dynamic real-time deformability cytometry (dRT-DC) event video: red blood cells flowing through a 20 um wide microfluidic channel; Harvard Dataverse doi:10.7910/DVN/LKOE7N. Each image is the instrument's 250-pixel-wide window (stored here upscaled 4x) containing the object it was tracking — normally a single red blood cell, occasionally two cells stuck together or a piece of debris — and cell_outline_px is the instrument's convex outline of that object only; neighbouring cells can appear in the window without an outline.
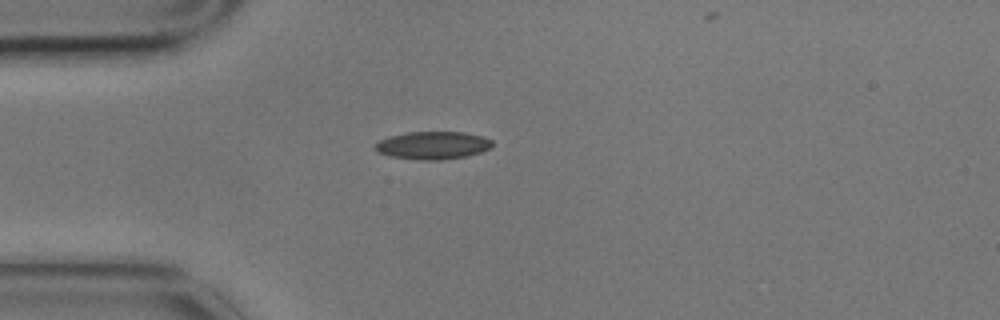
{"species": "common noctule bat (a hibernating species)", "species_latin": "Nyctalus noctula", "temperature_condition": "cold", "stored_images_in_passage": 2, "camera_frame_rate_fps": 3000, "um_per_image_px": 0.085, "animal": {"sex": "male", "body_mass_g": 17.9}, "frame": {"image": 1, "passage_image": 1, "time_ms": 0.0, "image_size_px": [1000, 320], "cell_outline_px": [[492, 148], [468, 156], [440, 160], [420, 160], [388, 156], [376, 152], [372, 148], [380, 140], [388, 136], [408, 132], [464, 132], [484, 136], [492, 140]], "centroid_in_image_um": [36.78, 12.36], "position_along_channel_um": 48.2, "area_um2": 19.25}}